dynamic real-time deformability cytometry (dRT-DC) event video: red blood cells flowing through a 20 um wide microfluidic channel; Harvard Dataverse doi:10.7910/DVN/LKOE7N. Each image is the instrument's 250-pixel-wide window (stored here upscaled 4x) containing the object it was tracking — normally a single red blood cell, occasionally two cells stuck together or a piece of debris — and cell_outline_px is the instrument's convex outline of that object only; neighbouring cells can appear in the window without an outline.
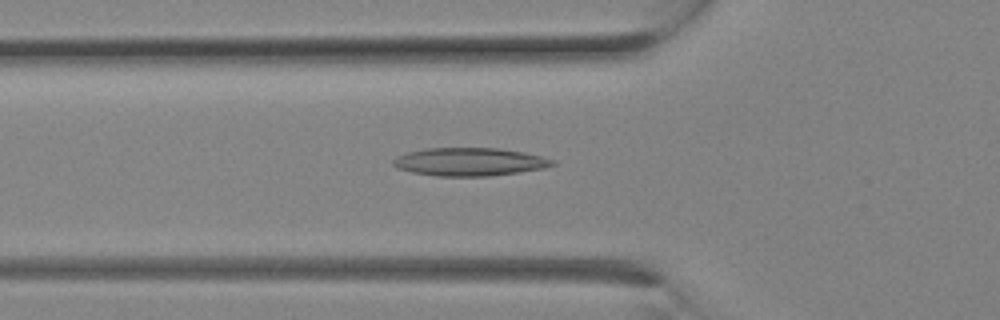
{"species": "Egyptian fruit bat (a non-hibernating species)", "species_latin": "Rousettus aegyptiacus", "temperature_condition": "room temperature", "stored_images_in_passage": 4, "camera_frame_rate_fps": 3000, "um_per_image_px": 0.085, "animal": {"sex": "female"}, "frame": {"image": 1, "passage_image": 2, "time_ms": 0.333, "image_size_px": [1000, 320], "cell_outline_px": [[556, 164], [544, 168], [488, 176], [436, 176], [412, 172], [396, 168], [392, 164], [392, 160], [396, 156], [408, 152], [424, 148], [496, 148], [524, 152], [556, 160]], "centroid_in_image_um": [39.88, 13.75], "position_along_channel_um": 85.9, "area_um2": 26.07}}
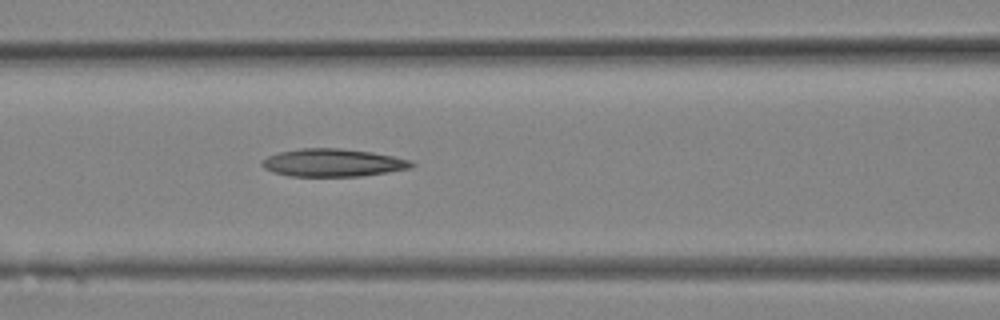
{"frame": {"image": 2, "passage_image": 4, "time_ms": 1.0, "image_size_px": [1000, 320], "cell_outline_px": [[416, 164], [412, 168], [388, 172], [360, 176], [288, 176], [272, 172], [264, 168], [260, 164], [268, 156], [280, 152], [300, 148], [340, 148], [372, 152], [412, 160]], "centroid_in_image_um": [28.32, 13.83], "position_along_channel_um": 138.3, "area_um2": 24.28}}